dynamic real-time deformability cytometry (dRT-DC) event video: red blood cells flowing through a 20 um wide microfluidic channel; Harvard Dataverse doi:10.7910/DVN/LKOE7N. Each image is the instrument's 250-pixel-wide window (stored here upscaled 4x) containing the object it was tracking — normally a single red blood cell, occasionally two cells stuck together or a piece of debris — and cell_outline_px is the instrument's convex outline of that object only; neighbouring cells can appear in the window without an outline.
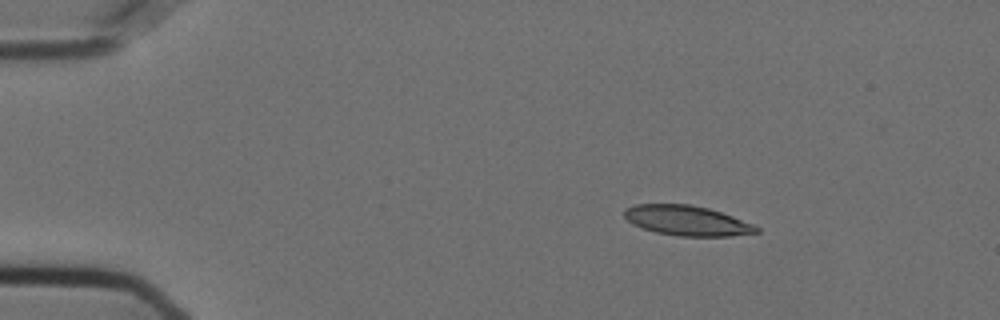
{"species": "Egyptian fruit bat (a non-hibernating species)", "species_latin": "Rousettus aegyptiacus", "temperature_condition": "cold", "stored_images_in_passage": 48, "camera_frame_rate_fps": 3000, "um_per_image_px": 0.085, "animal": {"sex": "female"}, "frame": {"image": 1, "passage_image": 1, "time_ms": 0.0, "image_size_px": [1000, 320], "cell_outline_px": [[760, 232], [728, 236], [680, 236], [656, 232], [640, 228], [632, 224], [624, 216], [624, 208], [636, 204], [692, 204], [708, 208], [732, 216], [752, 224], [760, 228]], "centroid_in_image_um": [58.36, 18.74], "position_along_channel_um": 26.6, "area_um2": 23.06}}
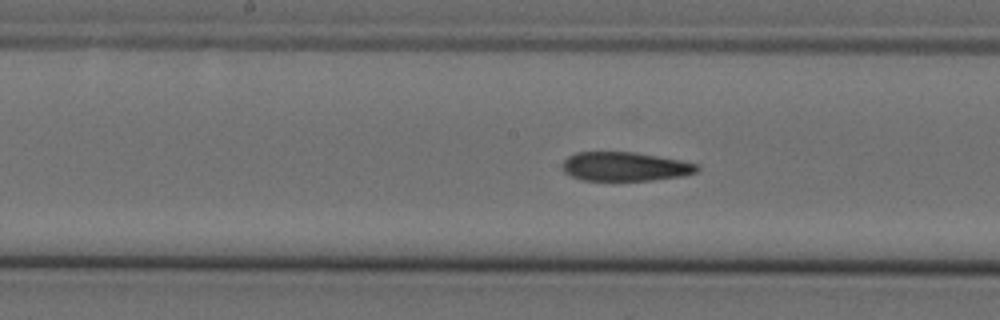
{"frame": {"image": 2, "passage_image": 21, "time_ms": 6.667, "image_size_px": [1000, 320], "cell_outline_px": [[700, 168], [696, 172], [684, 176], [652, 180], [580, 180], [564, 172], [560, 168], [564, 160], [568, 156], [576, 152], [632, 152], [680, 160], [700, 164]], "centroid_in_image_um": [53.12, 14.16], "position_along_channel_um": 195.1, "area_um2": 22.83}}
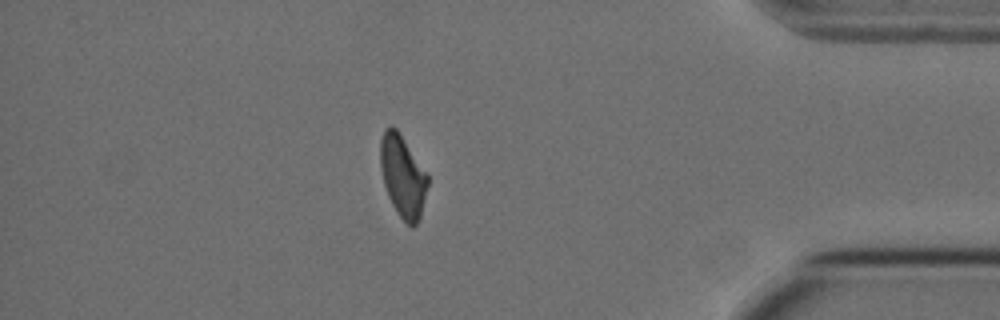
{"frame": {"image": 3, "passage_image": 41, "time_ms": 13.333, "image_size_px": [1000, 320], "cell_outline_px": [[428, 184], [420, 216], [416, 224], [412, 228], [396, 212], [388, 196], [384, 184], [380, 164], [380, 140], [384, 128], [392, 124], [396, 128], [428, 176]], "centroid_in_image_um": [34.2, 14.96], "position_along_channel_um": 401.0, "area_um2": 22.25}, "authors_computed_cell_mechanics": {"area_um2": 23.8714, "velocity_mm_per_s": 3.6078, "shape_relaxation_time_tau1_ms": null, "shape_relaxation_time_tau2_ms": 3.3988, "deformation_change_tau1": null, "deformation_change_tau2": 0.109}}